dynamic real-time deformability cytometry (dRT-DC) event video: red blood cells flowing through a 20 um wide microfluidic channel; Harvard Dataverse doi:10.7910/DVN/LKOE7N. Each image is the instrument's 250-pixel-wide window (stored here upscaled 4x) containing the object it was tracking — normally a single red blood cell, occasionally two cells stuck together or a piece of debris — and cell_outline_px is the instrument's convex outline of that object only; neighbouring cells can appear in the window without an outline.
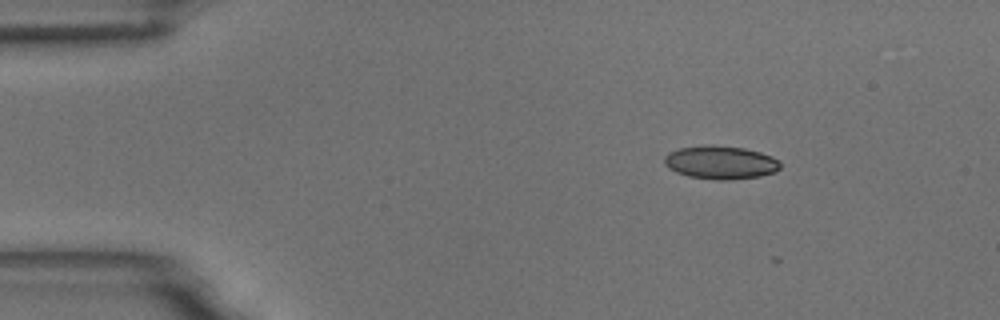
{"species": "common noctule bat (a hibernating species)", "species_latin": "Nyctalus noctula", "temperature_condition": "room temperature", "stored_images_in_passage": 7, "camera_frame_rate_fps": 3000, "um_per_image_px": 0.085, "animal": {"sex": "male", "body_mass_g": 18.8}, "frame": {"image": 1, "passage_image": 1, "time_ms": 0.0, "image_size_px": [1000, 320], "cell_outline_px": [[780, 168], [776, 172], [760, 176], [732, 180], [720, 180], [688, 176], [676, 172], [668, 168], [664, 164], [664, 156], [668, 152], [680, 148], [712, 144], [744, 148], [760, 152], [772, 156], [780, 164]], "centroid_in_image_um": [61.23, 13.81], "position_along_channel_um": 23.8, "area_um2": 22.6}}